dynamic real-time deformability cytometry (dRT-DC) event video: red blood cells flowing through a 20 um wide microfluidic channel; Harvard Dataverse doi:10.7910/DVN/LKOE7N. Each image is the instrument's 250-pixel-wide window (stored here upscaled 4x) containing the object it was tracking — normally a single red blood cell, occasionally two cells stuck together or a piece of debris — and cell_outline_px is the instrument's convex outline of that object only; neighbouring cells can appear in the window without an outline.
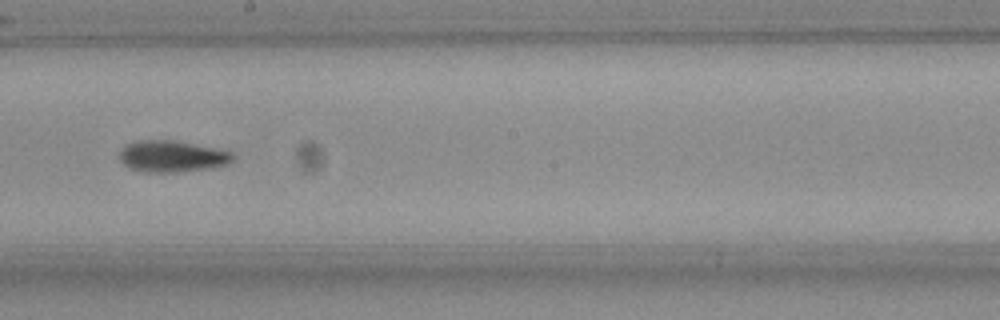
{"species": "Egyptian fruit bat (a non-hibernating species)", "species_latin": "Rousettus aegyptiacus", "temperature_condition": "room temperature", "stored_images_in_passage": 24, "camera_frame_rate_fps": 3000, "um_per_image_px": 0.085, "frame": {"image": 1, "passage_image": 17, "time_ms": 5.333, "image_size_px": [1000, 320], "cell_outline_px": [[232, 160], [224, 164], [204, 168], [176, 172], [144, 172], [128, 168], [120, 160], [120, 148], [124, 144], [136, 140], [172, 140], [232, 152]], "centroid_in_image_um": [14.49, 13.28], "position_along_channel_um": 233.7, "area_um2": 20.4}}